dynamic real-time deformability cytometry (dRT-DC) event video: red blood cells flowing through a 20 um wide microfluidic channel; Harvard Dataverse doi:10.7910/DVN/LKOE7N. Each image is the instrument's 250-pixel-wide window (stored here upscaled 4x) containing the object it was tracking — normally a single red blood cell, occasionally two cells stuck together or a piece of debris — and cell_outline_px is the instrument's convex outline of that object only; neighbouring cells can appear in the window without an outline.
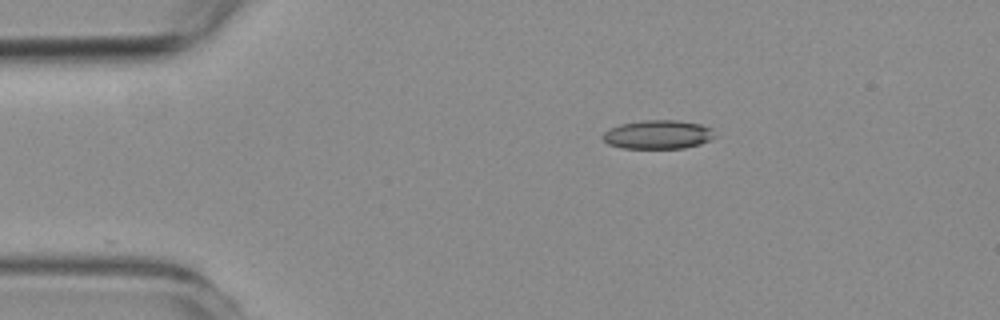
{"species": "common noctule bat (a hibernating species)", "species_latin": "Nyctalus noctula", "temperature_condition": "room temperature", "stored_images_in_passage": 14, "camera_frame_rate_fps": 3000, "um_per_image_px": 0.085, "animal": {"sex": "female", "body_mass_g": 19.3, "forearm_length_mm": 54.1}, "frame": {"image": 1, "passage_image": 1, "time_ms": 0.0, "image_size_px": [1000, 320], "cell_outline_px": [[716, 136], [712, 140], [700, 144], [684, 148], [624, 148], [608, 144], [600, 136], [604, 132], [620, 124], [644, 120], [680, 120], [700, 124], [712, 128]], "centroid_in_image_um": [55.96, 11.43], "position_along_channel_um": 29.0, "area_um2": 18.9}}
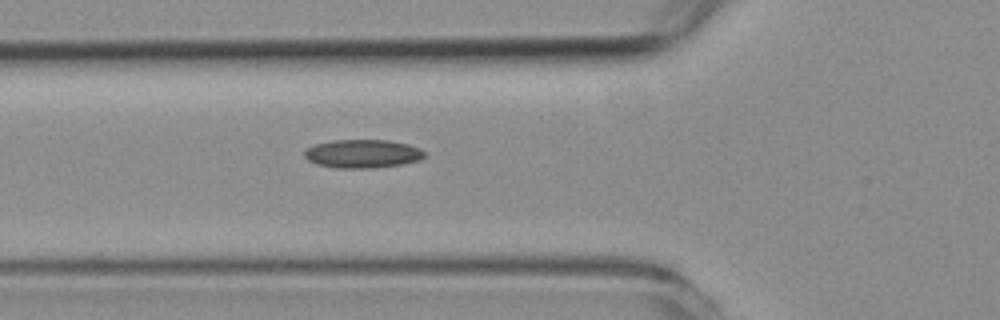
{"frame": {"image": 2, "passage_image": 11, "time_ms": 3.333, "image_size_px": [1000, 320], "cell_outline_px": [[424, 156], [420, 160], [400, 164], [372, 168], [336, 168], [316, 164], [308, 160], [304, 156], [304, 152], [308, 148], [316, 144], [332, 140], [388, 140], [408, 144], [420, 148], [424, 152]], "centroid_in_image_um": [30.81, 13.06], "position_along_channel_um": 95.0, "area_um2": 19.83}}
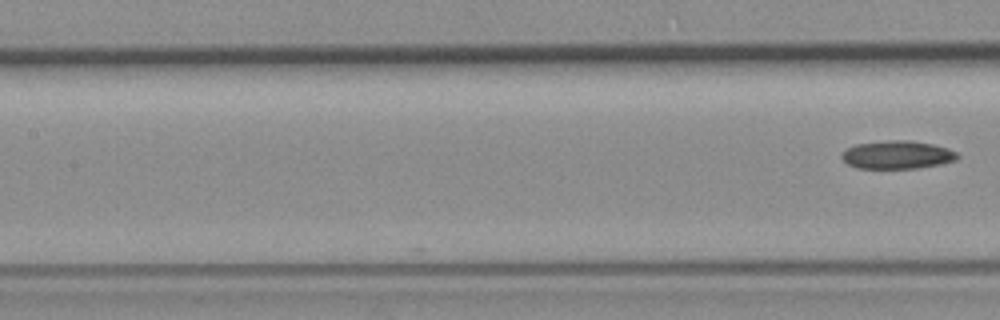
{"frame": {"image": 3, "passage_image": 14, "time_ms": 4.333, "image_size_px": [1000, 320], "cell_outline_px": [[960, 156], [956, 160], [940, 164], [916, 168], [856, 168], [848, 164], [840, 156], [844, 148], [856, 144], [892, 140], [908, 140], [932, 144], [948, 148], [956, 152]], "centroid_in_image_um": [76.24, 13.15], "position_along_channel_um": 131.2, "area_um2": 18.96}}